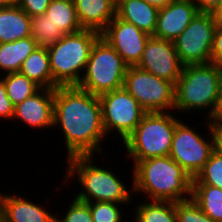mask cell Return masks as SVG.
Masks as SVG:
<instances>
[{
	"label": "cell",
	"mask_w": 222,
	"mask_h": 222,
	"mask_svg": "<svg viewBox=\"0 0 222 222\" xmlns=\"http://www.w3.org/2000/svg\"><path fill=\"white\" fill-rule=\"evenodd\" d=\"M59 125L65 135L67 159L101 152L106 133L99 96L78 86L56 87L53 127Z\"/></svg>",
	"instance_id": "1"
},
{
	"label": "cell",
	"mask_w": 222,
	"mask_h": 222,
	"mask_svg": "<svg viewBox=\"0 0 222 222\" xmlns=\"http://www.w3.org/2000/svg\"><path fill=\"white\" fill-rule=\"evenodd\" d=\"M132 174L133 192L145 193L151 201L176 203L191 197L193 178L169 155L138 161Z\"/></svg>",
	"instance_id": "2"
},
{
	"label": "cell",
	"mask_w": 222,
	"mask_h": 222,
	"mask_svg": "<svg viewBox=\"0 0 222 222\" xmlns=\"http://www.w3.org/2000/svg\"><path fill=\"white\" fill-rule=\"evenodd\" d=\"M222 85V68L215 63L183 66L175 84V107L178 112L209 109L213 113Z\"/></svg>",
	"instance_id": "3"
},
{
	"label": "cell",
	"mask_w": 222,
	"mask_h": 222,
	"mask_svg": "<svg viewBox=\"0 0 222 222\" xmlns=\"http://www.w3.org/2000/svg\"><path fill=\"white\" fill-rule=\"evenodd\" d=\"M93 157V155L74 156L67 159L66 180H69L68 178L71 180L76 174L82 186V191L75 198L87 203L112 202L129 205L133 193L130 194L125 183L112 171L93 164Z\"/></svg>",
	"instance_id": "4"
},
{
	"label": "cell",
	"mask_w": 222,
	"mask_h": 222,
	"mask_svg": "<svg viewBox=\"0 0 222 222\" xmlns=\"http://www.w3.org/2000/svg\"><path fill=\"white\" fill-rule=\"evenodd\" d=\"M101 33L82 29L66 34L47 47L53 81L58 86H77L85 71L91 50Z\"/></svg>",
	"instance_id": "5"
},
{
	"label": "cell",
	"mask_w": 222,
	"mask_h": 222,
	"mask_svg": "<svg viewBox=\"0 0 222 222\" xmlns=\"http://www.w3.org/2000/svg\"><path fill=\"white\" fill-rule=\"evenodd\" d=\"M171 112L146 113L135 130L123 141L135 165L138 161L170 155L179 119Z\"/></svg>",
	"instance_id": "6"
},
{
	"label": "cell",
	"mask_w": 222,
	"mask_h": 222,
	"mask_svg": "<svg viewBox=\"0 0 222 222\" xmlns=\"http://www.w3.org/2000/svg\"><path fill=\"white\" fill-rule=\"evenodd\" d=\"M128 65L101 36L92 47L85 72L77 85L93 95L123 87Z\"/></svg>",
	"instance_id": "7"
},
{
	"label": "cell",
	"mask_w": 222,
	"mask_h": 222,
	"mask_svg": "<svg viewBox=\"0 0 222 222\" xmlns=\"http://www.w3.org/2000/svg\"><path fill=\"white\" fill-rule=\"evenodd\" d=\"M123 87L147 112H169L175 107V84L137 66H128Z\"/></svg>",
	"instance_id": "8"
},
{
	"label": "cell",
	"mask_w": 222,
	"mask_h": 222,
	"mask_svg": "<svg viewBox=\"0 0 222 222\" xmlns=\"http://www.w3.org/2000/svg\"><path fill=\"white\" fill-rule=\"evenodd\" d=\"M182 122L180 120L176 125L169 156L194 178L216 149L220 131L207 122V130L210 133L207 140Z\"/></svg>",
	"instance_id": "9"
},
{
	"label": "cell",
	"mask_w": 222,
	"mask_h": 222,
	"mask_svg": "<svg viewBox=\"0 0 222 222\" xmlns=\"http://www.w3.org/2000/svg\"><path fill=\"white\" fill-rule=\"evenodd\" d=\"M218 22L210 12H199L174 40L183 66L211 62V47Z\"/></svg>",
	"instance_id": "10"
},
{
	"label": "cell",
	"mask_w": 222,
	"mask_h": 222,
	"mask_svg": "<svg viewBox=\"0 0 222 222\" xmlns=\"http://www.w3.org/2000/svg\"><path fill=\"white\" fill-rule=\"evenodd\" d=\"M99 99L106 135L115 130L123 141L135 130L147 113L124 87L103 93L99 95Z\"/></svg>",
	"instance_id": "11"
},
{
	"label": "cell",
	"mask_w": 222,
	"mask_h": 222,
	"mask_svg": "<svg viewBox=\"0 0 222 222\" xmlns=\"http://www.w3.org/2000/svg\"><path fill=\"white\" fill-rule=\"evenodd\" d=\"M137 67L176 84L183 65L179 61L174 41L150 36Z\"/></svg>",
	"instance_id": "12"
},
{
	"label": "cell",
	"mask_w": 222,
	"mask_h": 222,
	"mask_svg": "<svg viewBox=\"0 0 222 222\" xmlns=\"http://www.w3.org/2000/svg\"><path fill=\"white\" fill-rule=\"evenodd\" d=\"M101 37L116 50L128 66H136L150 35L115 16L101 32Z\"/></svg>",
	"instance_id": "13"
},
{
	"label": "cell",
	"mask_w": 222,
	"mask_h": 222,
	"mask_svg": "<svg viewBox=\"0 0 222 222\" xmlns=\"http://www.w3.org/2000/svg\"><path fill=\"white\" fill-rule=\"evenodd\" d=\"M54 89L40 88L32 96L14 106L13 119H20L30 128L53 127Z\"/></svg>",
	"instance_id": "14"
},
{
	"label": "cell",
	"mask_w": 222,
	"mask_h": 222,
	"mask_svg": "<svg viewBox=\"0 0 222 222\" xmlns=\"http://www.w3.org/2000/svg\"><path fill=\"white\" fill-rule=\"evenodd\" d=\"M190 0H175L159 9L153 37L174 41L199 13Z\"/></svg>",
	"instance_id": "15"
},
{
	"label": "cell",
	"mask_w": 222,
	"mask_h": 222,
	"mask_svg": "<svg viewBox=\"0 0 222 222\" xmlns=\"http://www.w3.org/2000/svg\"><path fill=\"white\" fill-rule=\"evenodd\" d=\"M17 196L0 193V222H55L51 212Z\"/></svg>",
	"instance_id": "16"
},
{
	"label": "cell",
	"mask_w": 222,
	"mask_h": 222,
	"mask_svg": "<svg viewBox=\"0 0 222 222\" xmlns=\"http://www.w3.org/2000/svg\"><path fill=\"white\" fill-rule=\"evenodd\" d=\"M74 3L83 29L101 33L116 16V6L110 0H74Z\"/></svg>",
	"instance_id": "17"
},
{
	"label": "cell",
	"mask_w": 222,
	"mask_h": 222,
	"mask_svg": "<svg viewBox=\"0 0 222 222\" xmlns=\"http://www.w3.org/2000/svg\"><path fill=\"white\" fill-rule=\"evenodd\" d=\"M159 9L144 0H123L116 7V16L134 24L141 31L153 36Z\"/></svg>",
	"instance_id": "18"
},
{
	"label": "cell",
	"mask_w": 222,
	"mask_h": 222,
	"mask_svg": "<svg viewBox=\"0 0 222 222\" xmlns=\"http://www.w3.org/2000/svg\"><path fill=\"white\" fill-rule=\"evenodd\" d=\"M31 17L19 6L0 7V44L31 36Z\"/></svg>",
	"instance_id": "19"
},
{
	"label": "cell",
	"mask_w": 222,
	"mask_h": 222,
	"mask_svg": "<svg viewBox=\"0 0 222 222\" xmlns=\"http://www.w3.org/2000/svg\"><path fill=\"white\" fill-rule=\"evenodd\" d=\"M19 73L28 77L40 88L55 89L47 47H37L21 64Z\"/></svg>",
	"instance_id": "20"
},
{
	"label": "cell",
	"mask_w": 222,
	"mask_h": 222,
	"mask_svg": "<svg viewBox=\"0 0 222 222\" xmlns=\"http://www.w3.org/2000/svg\"><path fill=\"white\" fill-rule=\"evenodd\" d=\"M38 47L31 37L0 44V70L8 73L19 72L24 60Z\"/></svg>",
	"instance_id": "21"
},
{
	"label": "cell",
	"mask_w": 222,
	"mask_h": 222,
	"mask_svg": "<svg viewBox=\"0 0 222 222\" xmlns=\"http://www.w3.org/2000/svg\"><path fill=\"white\" fill-rule=\"evenodd\" d=\"M45 14L64 34L83 29L77 17L74 0H51Z\"/></svg>",
	"instance_id": "22"
},
{
	"label": "cell",
	"mask_w": 222,
	"mask_h": 222,
	"mask_svg": "<svg viewBox=\"0 0 222 222\" xmlns=\"http://www.w3.org/2000/svg\"><path fill=\"white\" fill-rule=\"evenodd\" d=\"M191 198L215 222H222V189L203 183H192Z\"/></svg>",
	"instance_id": "23"
},
{
	"label": "cell",
	"mask_w": 222,
	"mask_h": 222,
	"mask_svg": "<svg viewBox=\"0 0 222 222\" xmlns=\"http://www.w3.org/2000/svg\"><path fill=\"white\" fill-rule=\"evenodd\" d=\"M135 210L136 222H177L175 202L144 201Z\"/></svg>",
	"instance_id": "24"
},
{
	"label": "cell",
	"mask_w": 222,
	"mask_h": 222,
	"mask_svg": "<svg viewBox=\"0 0 222 222\" xmlns=\"http://www.w3.org/2000/svg\"><path fill=\"white\" fill-rule=\"evenodd\" d=\"M30 31L31 37L39 47H49L66 35L49 20L46 14L31 18Z\"/></svg>",
	"instance_id": "25"
},
{
	"label": "cell",
	"mask_w": 222,
	"mask_h": 222,
	"mask_svg": "<svg viewBox=\"0 0 222 222\" xmlns=\"http://www.w3.org/2000/svg\"><path fill=\"white\" fill-rule=\"evenodd\" d=\"M3 80L7 96L14 106L23 102L40 89L36 83L19 72L8 73L4 76Z\"/></svg>",
	"instance_id": "26"
},
{
	"label": "cell",
	"mask_w": 222,
	"mask_h": 222,
	"mask_svg": "<svg viewBox=\"0 0 222 222\" xmlns=\"http://www.w3.org/2000/svg\"><path fill=\"white\" fill-rule=\"evenodd\" d=\"M192 183H203L222 189V153L216 148Z\"/></svg>",
	"instance_id": "27"
},
{
	"label": "cell",
	"mask_w": 222,
	"mask_h": 222,
	"mask_svg": "<svg viewBox=\"0 0 222 222\" xmlns=\"http://www.w3.org/2000/svg\"><path fill=\"white\" fill-rule=\"evenodd\" d=\"M177 222H215L190 197L175 203Z\"/></svg>",
	"instance_id": "28"
},
{
	"label": "cell",
	"mask_w": 222,
	"mask_h": 222,
	"mask_svg": "<svg viewBox=\"0 0 222 222\" xmlns=\"http://www.w3.org/2000/svg\"><path fill=\"white\" fill-rule=\"evenodd\" d=\"M88 205L93 222H123L119 203L91 202Z\"/></svg>",
	"instance_id": "29"
},
{
	"label": "cell",
	"mask_w": 222,
	"mask_h": 222,
	"mask_svg": "<svg viewBox=\"0 0 222 222\" xmlns=\"http://www.w3.org/2000/svg\"><path fill=\"white\" fill-rule=\"evenodd\" d=\"M63 219L55 217V222H93L92 214L87 202L74 198Z\"/></svg>",
	"instance_id": "30"
},
{
	"label": "cell",
	"mask_w": 222,
	"mask_h": 222,
	"mask_svg": "<svg viewBox=\"0 0 222 222\" xmlns=\"http://www.w3.org/2000/svg\"><path fill=\"white\" fill-rule=\"evenodd\" d=\"M51 0H19V6L29 17L45 14Z\"/></svg>",
	"instance_id": "31"
},
{
	"label": "cell",
	"mask_w": 222,
	"mask_h": 222,
	"mask_svg": "<svg viewBox=\"0 0 222 222\" xmlns=\"http://www.w3.org/2000/svg\"><path fill=\"white\" fill-rule=\"evenodd\" d=\"M211 62L222 68V23H218L214 33L211 47Z\"/></svg>",
	"instance_id": "32"
},
{
	"label": "cell",
	"mask_w": 222,
	"mask_h": 222,
	"mask_svg": "<svg viewBox=\"0 0 222 222\" xmlns=\"http://www.w3.org/2000/svg\"><path fill=\"white\" fill-rule=\"evenodd\" d=\"M14 113V105L7 96L4 80L0 78V117L4 119H12Z\"/></svg>",
	"instance_id": "33"
},
{
	"label": "cell",
	"mask_w": 222,
	"mask_h": 222,
	"mask_svg": "<svg viewBox=\"0 0 222 222\" xmlns=\"http://www.w3.org/2000/svg\"><path fill=\"white\" fill-rule=\"evenodd\" d=\"M210 125L217 131L222 132V85L217 98L216 106L210 118H207Z\"/></svg>",
	"instance_id": "34"
},
{
	"label": "cell",
	"mask_w": 222,
	"mask_h": 222,
	"mask_svg": "<svg viewBox=\"0 0 222 222\" xmlns=\"http://www.w3.org/2000/svg\"><path fill=\"white\" fill-rule=\"evenodd\" d=\"M200 12H211L221 0H190Z\"/></svg>",
	"instance_id": "35"
},
{
	"label": "cell",
	"mask_w": 222,
	"mask_h": 222,
	"mask_svg": "<svg viewBox=\"0 0 222 222\" xmlns=\"http://www.w3.org/2000/svg\"><path fill=\"white\" fill-rule=\"evenodd\" d=\"M144 1L147 2L149 5L161 9L168 6L171 2L175 0H144Z\"/></svg>",
	"instance_id": "36"
},
{
	"label": "cell",
	"mask_w": 222,
	"mask_h": 222,
	"mask_svg": "<svg viewBox=\"0 0 222 222\" xmlns=\"http://www.w3.org/2000/svg\"><path fill=\"white\" fill-rule=\"evenodd\" d=\"M218 23H222V0L210 12Z\"/></svg>",
	"instance_id": "37"
},
{
	"label": "cell",
	"mask_w": 222,
	"mask_h": 222,
	"mask_svg": "<svg viewBox=\"0 0 222 222\" xmlns=\"http://www.w3.org/2000/svg\"><path fill=\"white\" fill-rule=\"evenodd\" d=\"M19 0H0V7L17 6Z\"/></svg>",
	"instance_id": "38"
},
{
	"label": "cell",
	"mask_w": 222,
	"mask_h": 222,
	"mask_svg": "<svg viewBox=\"0 0 222 222\" xmlns=\"http://www.w3.org/2000/svg\"><path fill=\"white\" fill-rule=\"evenodd\" d=\"M216 148L222 153V132L217 137Z\"/></svg>",
	"instance_id": "39"
},
{
	"label": "cell",
	"mask_w": 222,
	"mask_h": 222,
	"mask_svg": "<svg viewBox=\"0 0 222 222\" xmlns=\"http://www.w3.org/2000/svg\"><path fill=\"white\" fill-rule=\"evenodd\" d=\"M116 7L123 1V0H110Z\"/></svg>",
	"instance_id": "40"
}]
</instances>
